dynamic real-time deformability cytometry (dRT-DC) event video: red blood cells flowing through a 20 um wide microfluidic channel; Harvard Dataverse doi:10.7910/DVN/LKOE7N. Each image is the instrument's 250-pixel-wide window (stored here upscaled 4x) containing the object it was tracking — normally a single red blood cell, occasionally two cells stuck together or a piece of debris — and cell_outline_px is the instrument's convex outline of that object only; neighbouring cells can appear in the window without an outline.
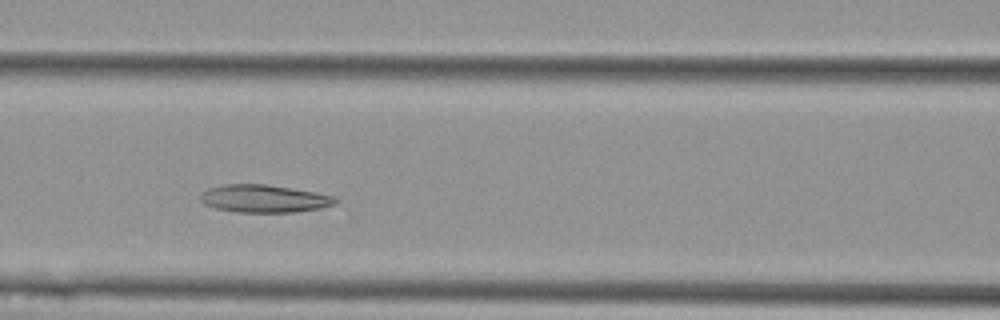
{"species": "Egyptian fruit bat (a non-hibernating species)", "species_latin": "Rousettus aegyptiacus", "temperature_condition": "cold", "stored_images_in_passage": 5, "camera_frame_rate_fps": 3000, "um_per_image_px": 0.085, "animal": {"sex": "female"}, "frame": {"image": 1, "passage_image": 5, "time_ms": 1.333, "image_size_px": [1000, 320], "cell_outline_px": [[340, 200], [336, 204], [320, 208], [296, 212], [236, 212], [216, 208], [204, 204], [200, 200], [200, 192], [208, 188], [224, 184], [264, 184], [316, 192], [332, 196]], "centroid_in_image_um": [22.43, 16.88], "position_along_channel_um": 144.2, "area_um2": 21.85}}